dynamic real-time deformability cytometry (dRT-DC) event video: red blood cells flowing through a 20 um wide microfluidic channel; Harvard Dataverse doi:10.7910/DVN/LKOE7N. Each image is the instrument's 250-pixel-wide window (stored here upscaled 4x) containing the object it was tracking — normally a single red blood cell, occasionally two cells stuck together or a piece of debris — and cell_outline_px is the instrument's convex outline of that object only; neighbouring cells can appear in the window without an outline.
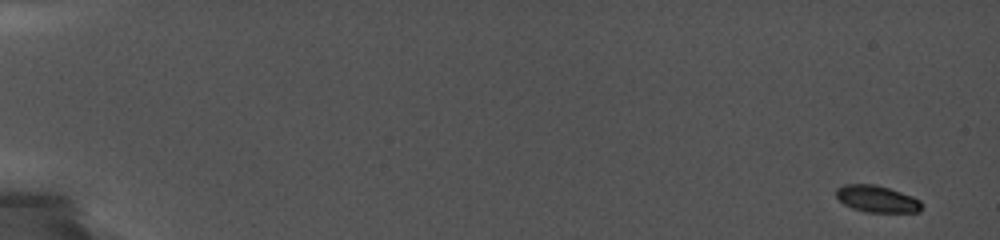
{"species": "common noctule bat (a hibernating species)", "species_latin": "Nyctalus noctula", "temperature_condition": "cold", "stored_images_in_passage": 39, "camera_frame_rate_fps": 5000, "um_per_image_px": 0.085, "animal": {"sex": "female", "body_mass_g": 19.0, "forearm_length_mm": 56.7}, "frame": {"image": 1, "passage_image": 1, "time_ms": 0.0, "image_size_px": [1000, 240], "cell_outline_px": [[920, 212], [868, 212], [852, 208], [844, 204], [836, 196], [836, 188], [844, 184], [876, 184], [912, 196], [920, 200]], "centroid_in_image_um": [74.51, 16.9], "position_along_channel_um": 10.5, "area_um2": 13.24}}
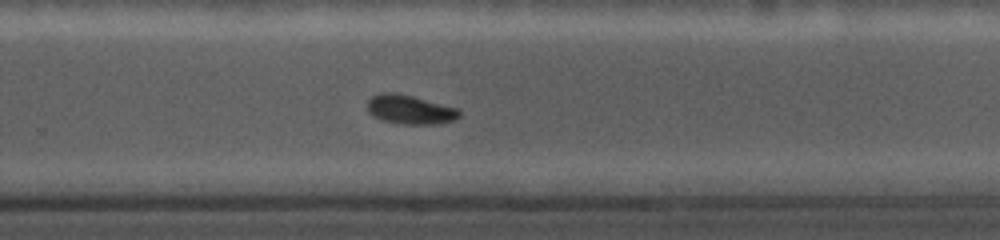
{"frame": {"image": 2, "passage_image": 28, "time_ms": 12.6, "image_size_px": [1000, 240], "cell_outline_px": [[460, 116], [452, 120], [432, 124], [396, 124], [380, 120], [372, 116], [368, 112], [368, 100], [372, 96], [380, 92], [396, 92], [460, 108]], "centroid_in_image_um": [34.81, 9.31], "position_along_channel_um": 295.0, "area_um2": 15.78}}
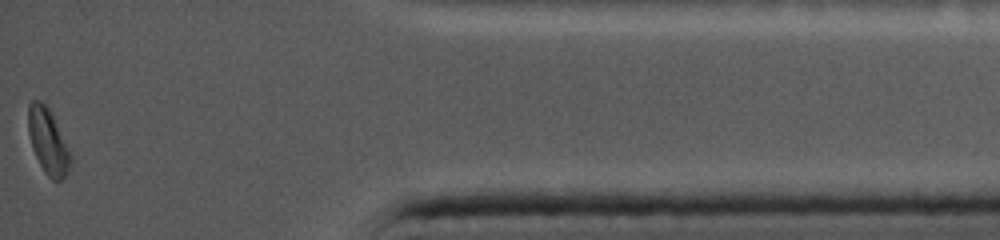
{"frame": {"image": 3, "passage_image": 39, "time_ms": 17.0, "image_size_px": [1000, 240], "cell_outline_px": [[72, 160], [68, 172], [64, 180], [52, 180], [44, 172], [32, 148], [28, 132], [28, 104], [32, 100], [40, 100], [48, 108], [72, 156]], "centroid_in_image_um": [4.07, 12.05], "position_along_channel_um": 431.1, "area_um2": 15.95}}